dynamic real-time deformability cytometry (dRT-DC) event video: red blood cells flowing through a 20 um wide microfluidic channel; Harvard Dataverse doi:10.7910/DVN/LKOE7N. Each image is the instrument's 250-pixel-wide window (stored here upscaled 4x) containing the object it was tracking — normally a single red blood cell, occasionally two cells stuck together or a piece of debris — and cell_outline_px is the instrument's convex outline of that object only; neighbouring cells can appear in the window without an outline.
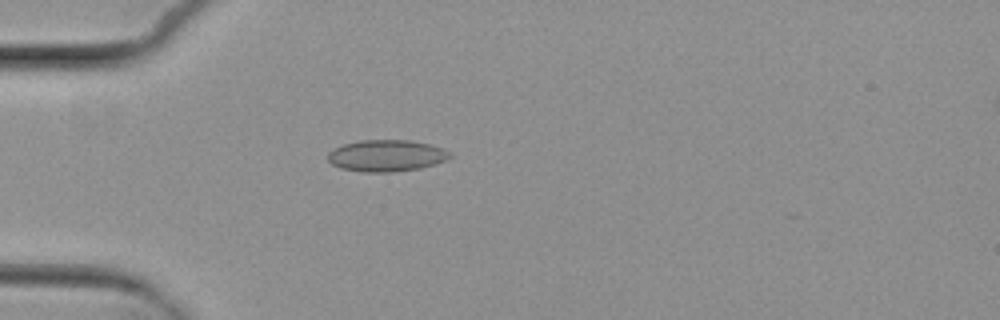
{"species": "common noctule bat (a hibernating species)", "species_latin": "Nyctalus noctula", "temperature_condition": "cold", "stored_images_in_passage": 5, "camera_frame_rate_fps": 3000, "um_per_image_px": 0.085, "animal": {"sex": "female", "body_mass_g": 29.2, "forearm_length_mm": 56.3}, "frame": {"image": 1, "passage_image": 5, "time_ms": 5.0, "image_size_px": [1000, 320], "cell_outline_px": [[452, 156], [436, 164], [420, 168], [388, 172], [364, 172], [340, 168], [332, 164], [328, 160], [328, 152], [332, 148], [344, 144], [360, 140], [408, 140], [428, 144], [444, 148], [452, 152]], "centroid_in_image_um": [32.84, 13.23], "position_along_channel_um": 52.2, "area_um2": 22.54}}